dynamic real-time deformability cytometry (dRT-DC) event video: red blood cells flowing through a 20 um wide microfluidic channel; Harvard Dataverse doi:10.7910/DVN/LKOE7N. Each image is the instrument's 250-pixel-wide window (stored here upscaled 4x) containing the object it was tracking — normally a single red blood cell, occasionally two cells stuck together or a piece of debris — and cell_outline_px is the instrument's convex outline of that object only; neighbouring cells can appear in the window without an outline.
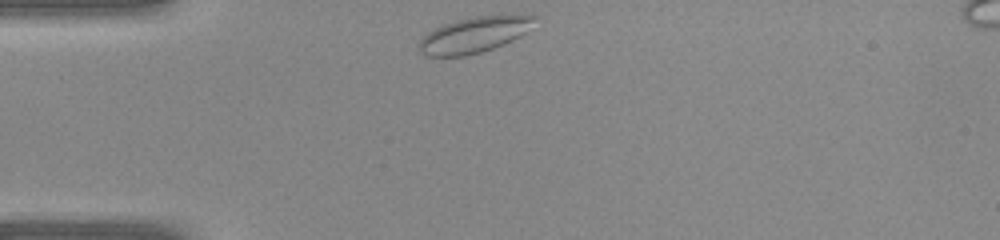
{"species": "common noctule bat (a hibernating species)", "species_latin": "Nyctalus noctula", "temperature_condition": "warm", "stored_images_in_passage": 26, "camera_frame_rate_fps": 3000, "um_per_image_px": 0.085, "animal": {"sex": "female", "body_mass_g": 22.0, "forearm_length_mm": 56.7}, "frame": {"image": 1, "passage_image": 1, "time_ms": 0.0, "image_size_px": [1000, 240], "cell_outline_px": [[540, 16], [520, 36], [512, 40], [492, 48], [480, 52], [464, 56], [428, 56], [420, 52], [420, 40], [432, 28], [456, 20], [476, 16]], "centroid_in_image_um": [40.25, 2.97], "position_along_channel_um": 44.7, "area_um2": 23.47}}
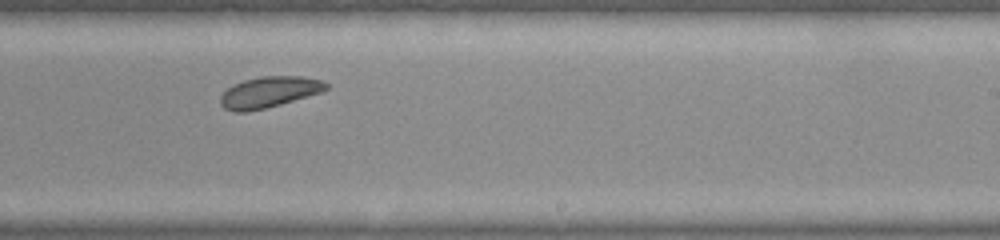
{"frame": {"image": 2, "passage_image": 16, "time_ms": 5.0, "image_size_px": [1000, 240], "cell_outline_px": [[328, 88], [320, 92], [280, 104], [264, 108], [244, 112], [236, 112], [224, 108], [220, 104], [220, 96], [228, 88], [244, 80], [260, 76], [300, 76], [324, 80], [328, 84]], "centroid_in_image_um": [22.87, 7.82], "position_along_channel_um": 266.1, "area_um2": 18.84}}
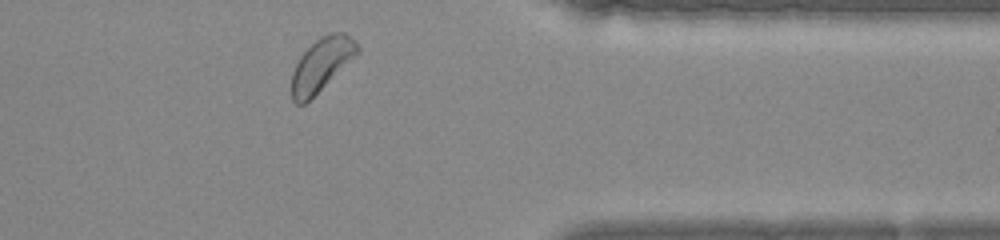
{"frame": {"image": 3, "passage_image": 24, "time_ms": 7.667, "image_size_px": [1000, 240], "cell_outline_px": [[360, 52], [356, 56], [304, 104], [296, 104], [292, 100], [292, 72], [300, 56], [320, 36], [332, 32], [344, 32], [360, 48]], "centroid_in_image_um": [27.32, 5.48], "position_along_channel_um": 384.1, "area_um2": 19.88}}